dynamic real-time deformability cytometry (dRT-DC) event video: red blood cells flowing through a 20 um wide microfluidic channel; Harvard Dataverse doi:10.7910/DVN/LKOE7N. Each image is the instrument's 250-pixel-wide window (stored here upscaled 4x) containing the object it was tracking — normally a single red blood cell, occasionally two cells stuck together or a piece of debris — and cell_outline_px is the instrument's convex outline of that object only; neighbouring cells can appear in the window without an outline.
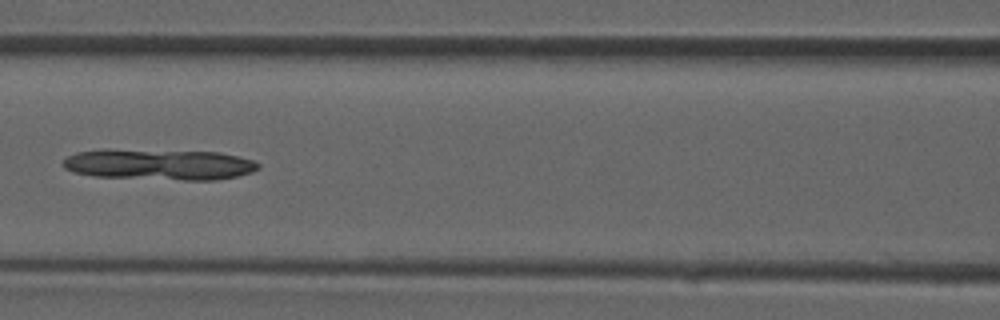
{"species": "common noctule bat (a hibernating species)", "species_latin": "Nyctalus noctula", "temperature_condition": "room temperature", "stored_images_in_passage": 39, "camera_frame_rate_fps": 3000, "um_per_image_px": 0.085, "animal": {"sex": "male", "forearm_length_mm": 52.5}, "frame": {"image": 1, "passage_image": 17, "time_ms": 5.333, "image_size_px": [1000, 320], "cell_outline_px": [[260, 168], [252, 172], [236, 176], [216, 180], [184, 180], [92, 176], [72, 172], [64, 168], [64, 160], [68, 156], [76, 152], [104, 148], [220, 152], [256, 160], [260, 164]], "centroid_in_image_um": [13.53, 13.96], "position_along_channel_um": 153.1, "area_um2": 35.78}}